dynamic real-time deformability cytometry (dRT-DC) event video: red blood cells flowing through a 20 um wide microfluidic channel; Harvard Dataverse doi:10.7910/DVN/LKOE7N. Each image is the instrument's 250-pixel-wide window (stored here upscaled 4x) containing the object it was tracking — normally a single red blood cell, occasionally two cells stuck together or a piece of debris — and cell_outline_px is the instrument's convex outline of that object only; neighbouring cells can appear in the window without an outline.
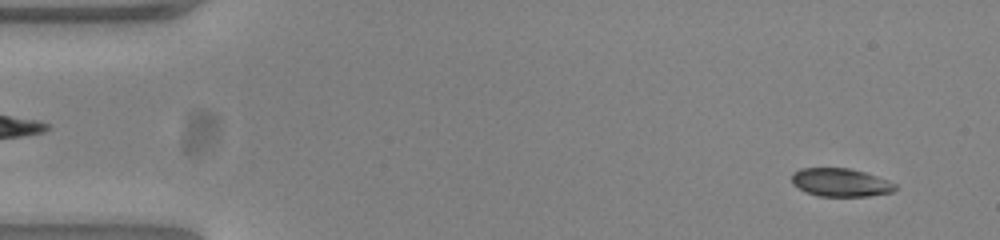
{"species": "common noctule bat (a hibernating species)", "species_latin": "Nyctalus noctula", "temperature_condition": "warm", "stored_images_in_passage": 52, "camera_frame_rate_fps": 3000, "um_per_image_px": 0.085, "animal": {"sex": "female", "body_mass_g": 23.0, "forearm_length_mm": 53.4}, "frame": {"image": 1, "passage_image": 3, "time_ms": 0.667, "image_size_px": [1000, 240], "cell_outline_px": [[896, 188], [892, 192], [868, 196], [820, 196], [808, 192], [792, 184], [792, 172], [800, 168], [848, 168], [864, 172], [888, 180], [896, 184]], "centroid_in_image_um": [71.44, 15.5], "position_along_channel_um": 13.6, "area_um2": 16.88}}
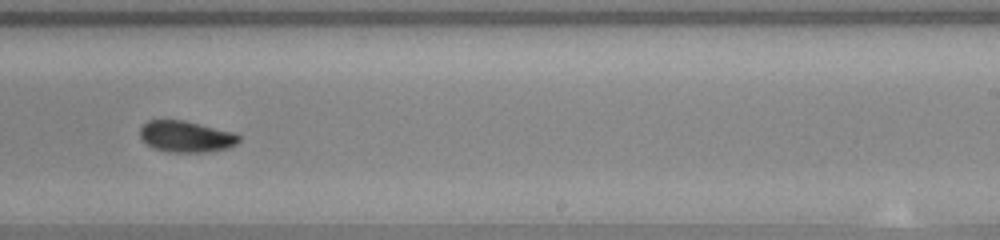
{"frame": {"image": 2, "passage_image": 32, "time_ms": 10.333, "image_size_px": [1000, 240], "cell_outline_px": [[240, 140], [236, 144], [228, 148], [208, 152], [168, 152], [156, 148], [148, 144], [140, 136], [140, 128], [148, 120], [184, 120], [236, 132], [240, 136]], "centroid_in_image_um": [15.87, 11.6], "position_along_channel_um": 273.1, "area_um2": 18.09}}
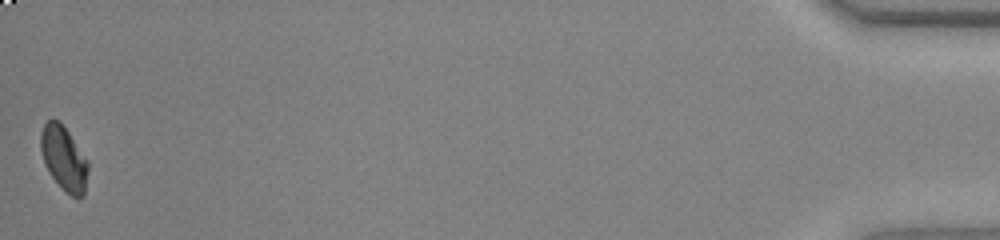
{"frame": {"image": 3, "passage_image": 52, "time_ms": 17.0, "image_size_px": [1000, 240], "cell_outline_px": [[88, 168], [84, 196], [72, 196], [48, 172], [40, 148], [40, 132], [44, 124], [48, 120], [60, 120], [88, 160]], "centroid_in_image_um": [5.42, 13.41], "position_along_channel_um": 429.8, "area_um2": 17.46}, "authors_computed_cell_mechanics": {"area_um2": 18.0914, "velocity_mm_per_s": 3.8572, "shape_relaxation_time_tau1_ms": 6.2292, "shape_relaxation_time_tau2_ms": null, "deformation_change_tau1": 0.118, "deformation_change_tau2": null}}